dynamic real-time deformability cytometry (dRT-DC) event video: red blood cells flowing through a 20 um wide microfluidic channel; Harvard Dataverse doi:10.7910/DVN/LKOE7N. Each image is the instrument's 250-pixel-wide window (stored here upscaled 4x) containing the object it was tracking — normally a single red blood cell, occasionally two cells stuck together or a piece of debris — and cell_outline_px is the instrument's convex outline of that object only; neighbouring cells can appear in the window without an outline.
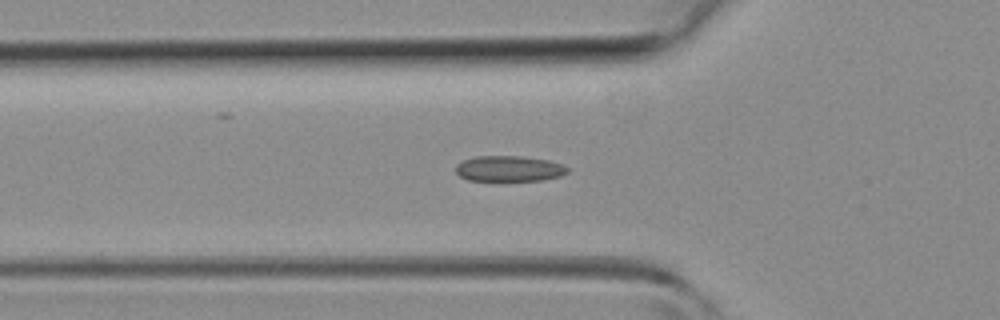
{"species": "common noctule bat (a hibernating species)", "species_latin": "Nyctalus noctula", "temperature_condition": "room temperature", "stored_images_in_passage": 44, "segment_of_instrument_passage": [1, 2], "camera_frame_rate_fps": 3000, "um_per_image_px": 0.085, "animal": {"sex": "female", "body_mass_g": 19.3, "forearm_length_mm": 54.1}, "frame": {"image": 1, "passage_image": 14, "time_ms": 4.333, "image_size_px": [1000, 320], "cell_outline_px": [[568, 172], [560, 176], [544, 180], [468, 180], [460, 176], [456, 172], [456, 164], [464, 160], [476, 156], [520, 156], [548, 160], [564, 164], [568, 168]], "centroid_in_image_um": [43.29, 14.33], "position_along_channel_um": 82.5, "area_um2": 16.65}}
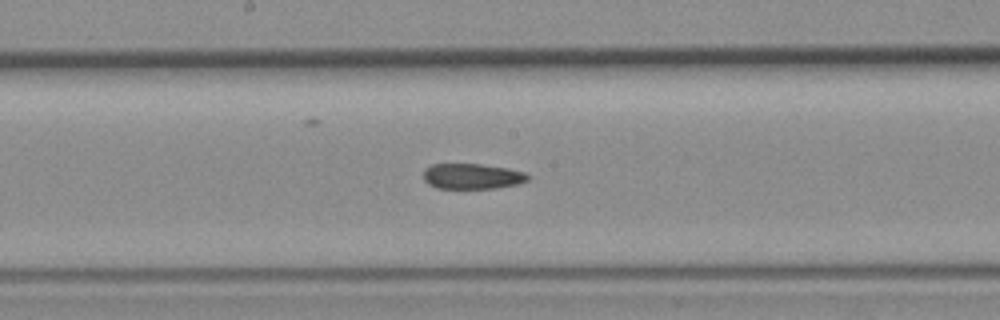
{"frame": {"image": 2, "passage_image": 22, "time_ms": 7.0, "image_size_px": [1000, 320], "cell_outline_px": [[532, 176], [528, 180], [520, 184], [496, 188], [436, 188], [428, 184], [424, 180], [424, 168], [432, 164], [480, 164], [508, 168], [524, 172]], "centroid_in_image_um": [40.16, 14.98], "position_along_channel_um": 208.0, "area_um2": 15.66}}
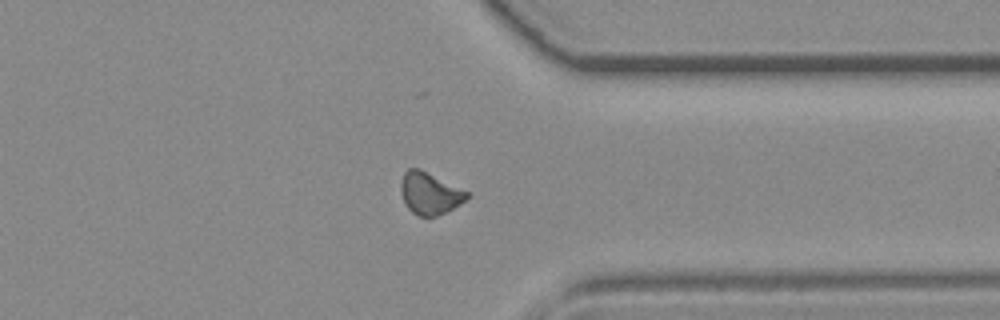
{"frame": {"image": 3, "passage_image": 33, "time_ms": 10.667, "image_size_px": [1000, 320], "cell_outline_px": [[472, 192], [460, 204], [436, 216], [420, 216], [412, 212], [404, 204], [400, 192], [400, 184], [404, 172], [408, 168], [420, 168]], "centroid_in_image_um": [36.52, 16.4], "position_along_channel_um": 374.9, "area_um2": 16.42}}